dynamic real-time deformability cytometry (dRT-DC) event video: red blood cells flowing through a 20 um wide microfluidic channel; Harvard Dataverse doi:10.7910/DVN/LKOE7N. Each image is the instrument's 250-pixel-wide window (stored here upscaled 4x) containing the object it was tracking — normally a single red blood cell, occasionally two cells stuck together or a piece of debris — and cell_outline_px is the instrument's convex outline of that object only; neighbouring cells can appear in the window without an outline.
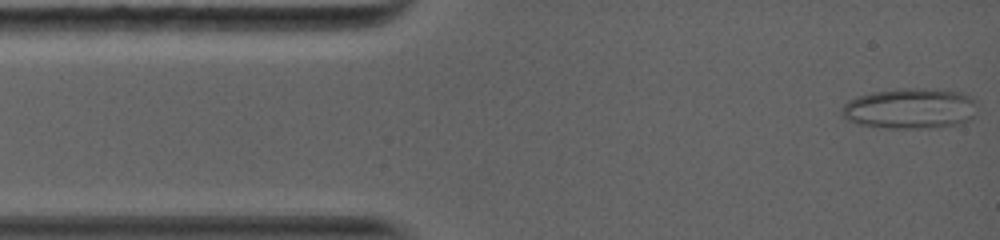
{"species": "common noctule bat (a hibernating species)", "species_latin": "Nyctalus noctula", "temperature_condition": "warm", "stored_images_in_passage": 4, "camera_frame_rate_fps": 5000, "um_per_image_px": 0.085, "animal": {"sex": "female", "body_mass_g": 19.0, "forearm_length_mm": 56.7}, "frame": {"image": 1, "passage_image": 1, "time_ms": 0.0, "image_size_px": [1000, 240], "cell_outline_px": [[972, 116], [968, 120], [960, 124], [932, 128], [888, 128], [860, 124], [844, 120], [840, 108], [848, 100], [856, 96], [872, 92], [904, 88], [924, 88], [960, 92], [968, 96], [972, 100]], "centroid_in_image_um": [77.25, 9.23], "position_along_channel_um": 7.7, "area_um2": 31.79}}
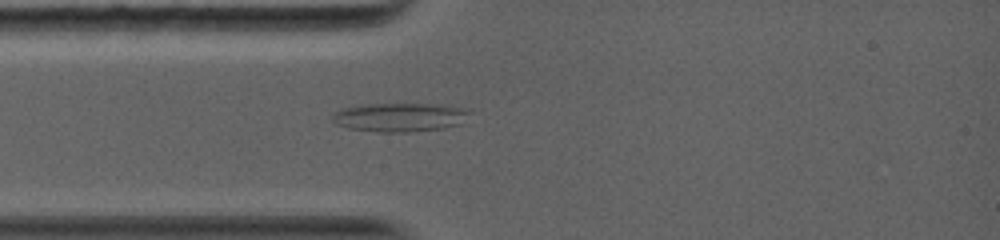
{"frame": {"image": 2, "passage_image": 4, "time_ms": 2.8, "image_size_px": [1000, 240], "cell_outline_px": [[472, 112], [460, 124], [444, 128], [408, 132], [380, 132], [348, 128], [336, 124], [332, 120], [332, 116], [340, 108], [364, 104], [448, 104], [472, 108]], "centroid_in_image_um": [34.06, 9.95], "position_along_channel_um": 50.9, "area_um2": 23.47}}